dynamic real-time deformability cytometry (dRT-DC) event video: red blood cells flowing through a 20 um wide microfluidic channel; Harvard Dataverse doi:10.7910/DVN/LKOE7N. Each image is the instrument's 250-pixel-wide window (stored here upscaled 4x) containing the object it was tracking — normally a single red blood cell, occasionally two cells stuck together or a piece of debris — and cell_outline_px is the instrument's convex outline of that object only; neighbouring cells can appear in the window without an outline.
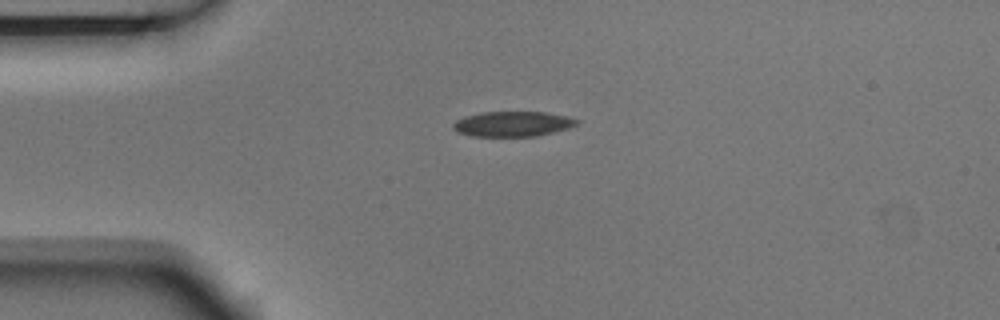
{"species": "Egyptian fruit bat (a non-hibernating species)", "species_latin": "Rousettus aegyptiacus", "temperature_condition": "room temperature", "stored_images_in_passage": 4, "camera_frame_rate_fps": 3000, "um_per_image_px": 0.085, "animal": {"sex": "male"}, "frame": {"image": 1, "passage_image": 3, "time_ms": 0.667, "image_size_px": [1000, 320], "cell_outline_px": [[580, 124], [568, 128], [536, 136], [472, 136], [456, 132], [452, 128], [452, 124], [456, 120], [464, 116], [484, 112], [544, 112], [568, 116], [580, 120]], "centroid_in_image_um": [43.58, 10.53], "position_along_channel_um": 41.4, "area_um2": 18.21}}